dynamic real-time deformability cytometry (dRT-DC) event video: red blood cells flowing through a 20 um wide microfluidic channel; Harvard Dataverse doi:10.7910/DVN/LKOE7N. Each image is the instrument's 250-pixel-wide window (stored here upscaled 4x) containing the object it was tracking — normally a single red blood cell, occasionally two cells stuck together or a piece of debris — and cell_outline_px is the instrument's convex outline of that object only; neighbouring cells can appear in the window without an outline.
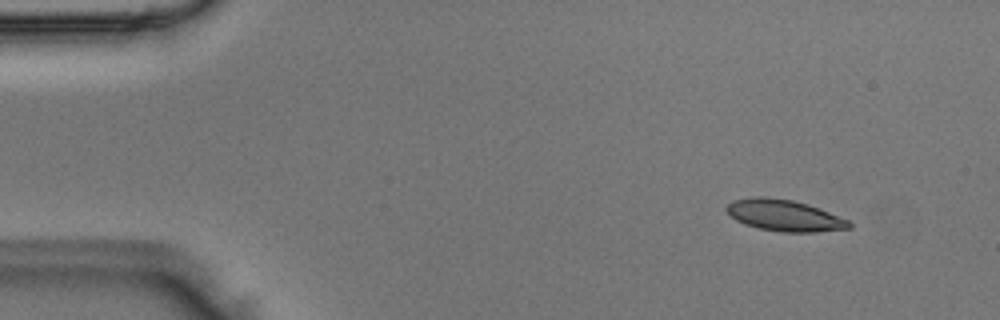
{"species": "Egyptian fruit bat (a non-hibernating species)", "species_latin": "Rousettus aegyptiacus", "temperature_condition": "room temperature", "stored_images_in_passage": 47, "camera_frame_rate_fps": 3000, "um_per_image_px": 0.085, "animal": {"sex": "male"}, "frame": {"image": 1, "passage_image": 2, "time_ms": 0.333, "image_size_px": [1000, 320], "cell_outline_px": [[852, 228], [816, 232], [780, 232], [760, 228], [744, 224], [736, 220], [724, 208], [732, 200], [756, 196], [764, 196], [792, 200], [808, 204], [848, 220], [852, 224]], "centroid_in_image_um": [66.66, 18.31], "position_along_channel_um": 18.3, "area_um2": 22.37}}
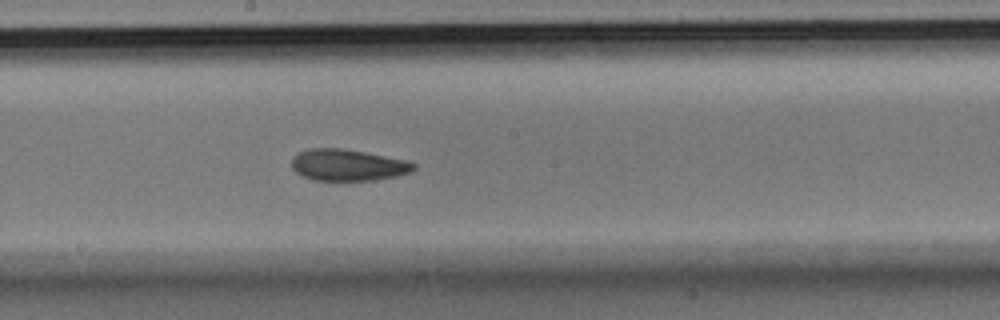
{"frame": {"image": 2, "passage_image": 24, "time_ms": 7.667, "image_size_px": [1000, 320], "cell_outline_px": [[416, 168], [408, 172], [396, 176], [372, 180], [316, 180], [304, 176], [296, 172], [292, 168], [292, 156], [308, 148], [344, 148], [404, 160], [416, 164]], "centroid_in_image_um": [29.53, 14.02], "position_along_channel_um": 218.7, "area_um2": 22.14}}
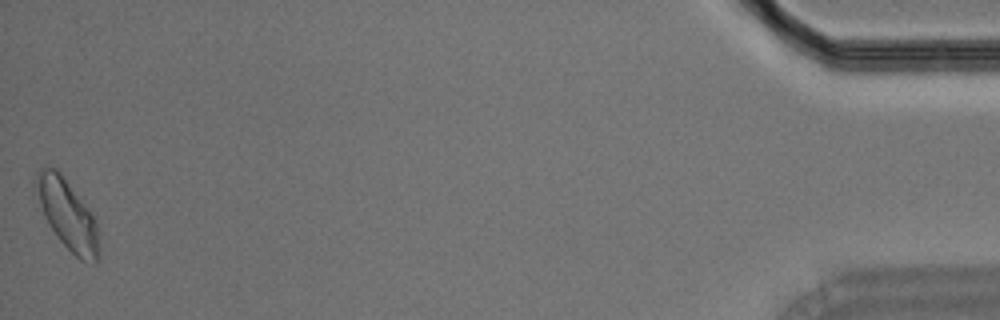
{"frame": {"image": 3, "passage_image": 47, "time_ms": 15.333, "image_size_px": [1000, 320], "cell_outline_px": [[100, 256], [96, 264], [92, 264], [80, 260], [56, 236], [48, 224], [32, 192], [32, 180], [36, 172], [44, 168], [56, 168], [60, 172], [92, 212], [96, 220], [100, 248]], "centroid_in_image_um": [5.7, 18.23], "position_along_channel_um": 429.5, "area_um2": 26.41}}